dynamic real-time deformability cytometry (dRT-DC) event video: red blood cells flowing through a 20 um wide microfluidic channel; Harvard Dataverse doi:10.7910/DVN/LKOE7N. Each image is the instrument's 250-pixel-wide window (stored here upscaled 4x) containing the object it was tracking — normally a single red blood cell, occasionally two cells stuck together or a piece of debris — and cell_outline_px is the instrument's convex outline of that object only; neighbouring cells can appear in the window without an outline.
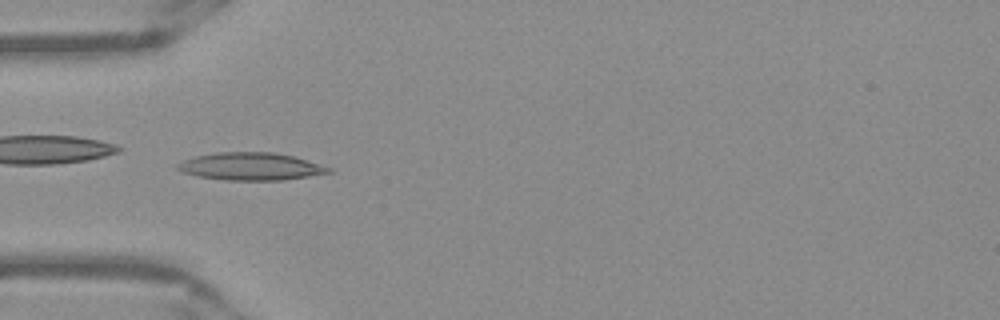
{"species": "Egyptian fruit bat (a non-hibernating species)", "species_latin": "Rousettus aegyptiacus", "temperature_condition": "warm", "stored_images_in_passage": 50, "camera_frame_rate_fps": 3000, "um_per_image_px": 0.085, "frame": {"image": 1, "passage_image": 15, "time_ms": 4.667, "image_size_px": [1000, 320], "cell_outline_px": [[332, 172], [284, 180], [224, 180], [196, 176], [184, 172], [176, 168], [176, 164], [184, 160], [196, 156], [216, 152], [272, 152], [292, 156], [332, 168]], "centroid_in_image_um": [21.28, 14.15], "position_along_channel_um": 63.7, "area_um2": 24.1}, "authors_computed_cell_mechanics": {"area_um2": 21.386, "velocity_mm_per_s": 3.957, "shape_relaxation_time_tau1_ms": null, "shape_relaxation_time_tau2_ms": 1.7479, "deformation_change_tau1": null, "deformation_change_tau2": 0.097}}